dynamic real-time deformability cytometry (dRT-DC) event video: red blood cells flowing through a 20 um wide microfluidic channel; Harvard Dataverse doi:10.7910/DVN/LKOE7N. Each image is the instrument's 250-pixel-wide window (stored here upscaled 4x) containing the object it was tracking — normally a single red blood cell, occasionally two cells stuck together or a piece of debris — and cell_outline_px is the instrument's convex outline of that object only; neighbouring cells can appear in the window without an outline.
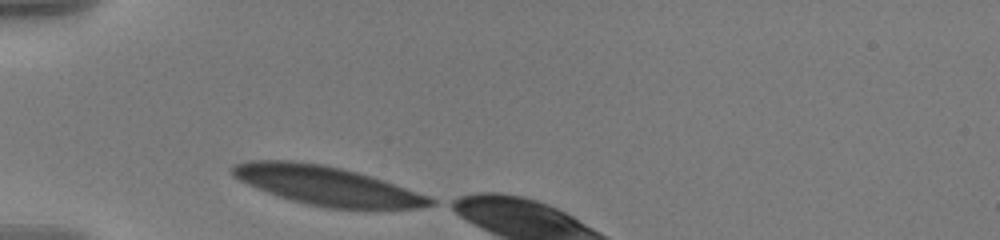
{"species": "human", "species_latin": "Homo sapiens", "temperature_condition": "warm", "stored_images_in_passage": 5, "camera_frame_rate_fps": 3000, "um_per_image_px": 0.085, "donor": {"sex": "male"}, "frame": {"image": 1, "passage_image": 1, "time_ms": 0.0, "image_size_px": [1000, 240], "cell_outline_px": [[436, 204], [420, 208], [328, 208], [308, 204], [292, 200], [268, 192], [248, 184], [232, 176], [228, 168], [232, 164], [248, 160], [292, 160], [320, 164], [340, 168], [372, 176], [384, 180], [428, 196], [436, 200]], "centroid_in_image_um": [27.73, 15.76], "position_along_channel_um": 57.3, "area_um2": 44.56}}